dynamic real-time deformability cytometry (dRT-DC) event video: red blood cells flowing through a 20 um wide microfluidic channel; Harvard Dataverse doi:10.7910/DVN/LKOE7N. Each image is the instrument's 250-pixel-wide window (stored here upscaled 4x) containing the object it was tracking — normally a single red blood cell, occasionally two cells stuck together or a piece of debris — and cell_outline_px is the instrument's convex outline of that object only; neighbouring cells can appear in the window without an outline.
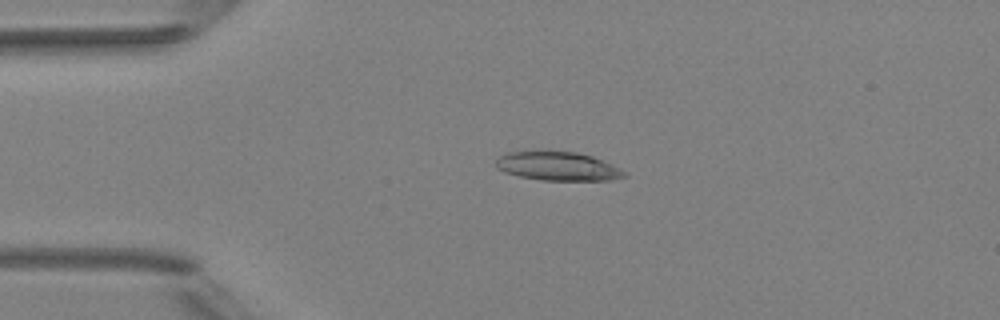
{"species": "Egyptian fruit bat (a non-hibernating species)", "species_latin": "Rousettus aegyptiacus", "temperature_condition": "room temperature", "stored_images_in_passage": 5, "camera_frame_rate_fps": 3000, "um_per_image_px": 0.085, "animal": {"sex": "female"}, "frame": {"image": 1, "passage_image": 4, "time_ms": 3.667, "image_size_px": [1000, 320], "cell_outline_px": [[628, 176], [612, 180], [540, 180], [520, 176], [504, 172], [496, 168], [496, 160], [500, 156], [508, 152], [532, 148], [544, 148], [576, 152], [592, 156], [620, 168], [628, 172]], "centroid_in_image_um": [47.38, 14.08], "position_along_channel_um": 37.6, "area_um2": 22.48}}